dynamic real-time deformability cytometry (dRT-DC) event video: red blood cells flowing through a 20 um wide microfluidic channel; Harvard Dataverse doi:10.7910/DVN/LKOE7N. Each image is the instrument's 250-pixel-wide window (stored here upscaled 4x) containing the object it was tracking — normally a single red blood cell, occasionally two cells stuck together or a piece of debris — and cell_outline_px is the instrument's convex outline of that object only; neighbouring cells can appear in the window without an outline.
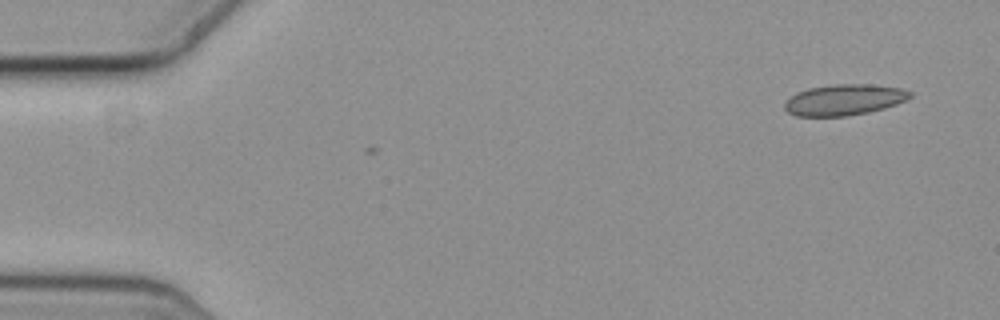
{"species": "common noctule bat (a hibernating species)", "species_latin": "Nyctalus noctula", "temperature_condition": "cold", "stored_images_in_passage": 8, "camera_frame_rate_fps": 3000, "um_per_image_px": 0.085, "animal": {"sex": "female", "body_mass_g": 19.3, "forearm_length_mm": 54.1}, "frame": {"image": 1, "passage_image": 8, "time_ms": 2.333, "image_size_px": [1000, 320], "cell_outline_px": [[912, 96], [908, 100], [884, 108], [868, 112], [848, 116], [796, 116], [788, 112], [784, 108], [784, 100], [796, 92], [808, 88], [832, 84], [872, 84], [900, 88], [912, 92]], "centroid_in_image_um": [71.74, 8.48], "position_along_channel_um": 13.3, "area_um2": 22.89}}